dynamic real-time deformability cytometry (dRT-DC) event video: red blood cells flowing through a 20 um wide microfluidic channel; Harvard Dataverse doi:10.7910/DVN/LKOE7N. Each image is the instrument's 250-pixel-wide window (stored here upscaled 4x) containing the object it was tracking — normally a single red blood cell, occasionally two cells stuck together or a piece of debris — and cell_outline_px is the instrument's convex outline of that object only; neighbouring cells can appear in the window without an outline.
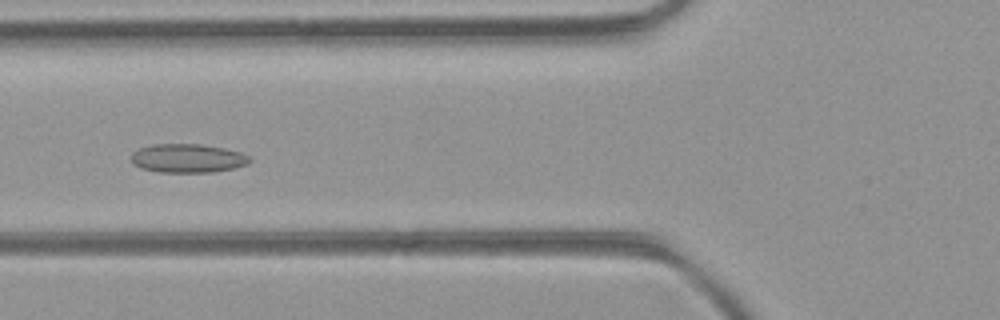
{"species": "common noctule bat (a hibernating species)", "species_latin": "Nyctalus noctula", "temperature_condition": "room temperature", "stored_images_in_passage": 3, "camera_frame_rate_fps": 3000, "um_per_image_px": 0.085, "animal": {"sex": "female", "body_mass_g": 21.9}, "frame": {"image": 1, "passage_image": 3, "time_ms": 0.667, "image_size_px": [1000, 320], "cell_outline_px": [[252, 160], [248, 164], [232, 168], [212, 172], [160, 172], [140, 168], [132, 164], [132, 152], [140, 148], [152, 144], [200, 144], [224, 148], [240, 152], [248, 156]], "centroid_in_image_um": [15.93, 13.45], "position_along_channel_um": 109.9, "area_um2": 19.83}}